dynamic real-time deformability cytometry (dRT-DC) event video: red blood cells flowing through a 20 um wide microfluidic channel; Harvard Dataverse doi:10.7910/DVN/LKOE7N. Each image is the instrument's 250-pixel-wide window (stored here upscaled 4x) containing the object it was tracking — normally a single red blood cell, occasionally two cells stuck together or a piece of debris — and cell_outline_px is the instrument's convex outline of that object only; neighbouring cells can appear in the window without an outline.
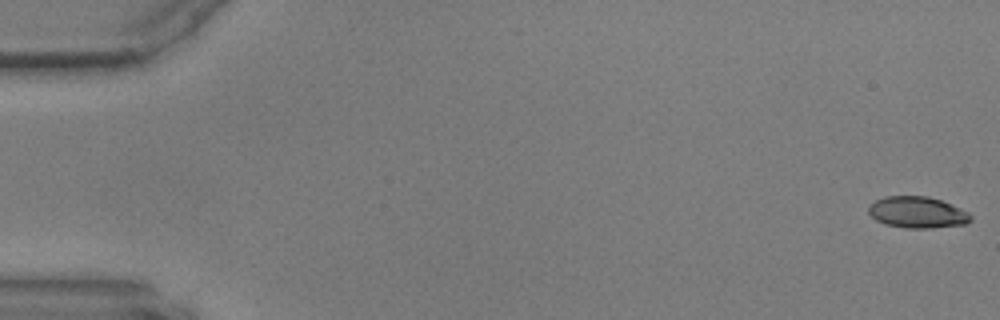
{"species": "common noctule bat (a hibernating species)", "species_latin": "Nyctalus noctula", "temperature_condition": "warm", "stored_images_in_passage": 29, "camera_frame_rate_fps": 3000, "um_per_image_px": 0.085, "animal": {"sex": "male", "body_mass_g": 17.9, "forearm_length_mm": 54.2}, "frame": {"image": 1, "passage_image": 1, "time_ms": 0.0, "image_size_px": [1000, 320], "cell_outline_px": [[972, 220], [964, 224], [932, 228], [904, 228], [884, 224], [876, 220], [868, 212], [868, 208], [876, 200], [884, 196], [928, 196], [940, 200], [960, 208], [968, 212], [972, 216]], "centroid_in_image_um": [77.97, 18.05], "position_along_channel_um": 7.0, "area_um2": 18.67}}
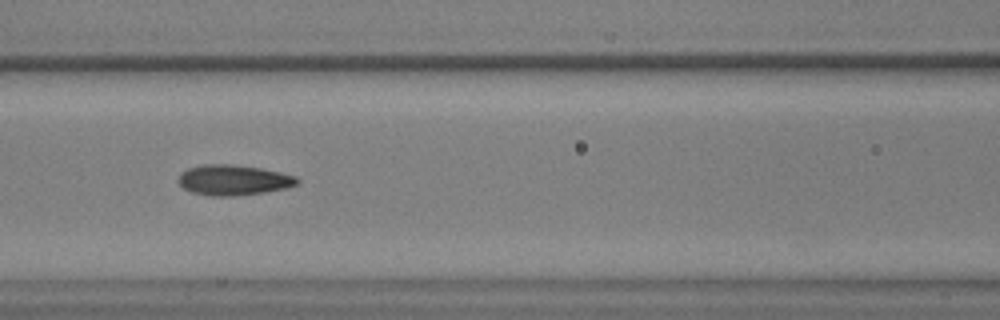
{"frame": {"image": 2, "passage_image": 26, "time_ms": 8.333, "image_size_px": [1000, 320], "cell_outline_px": [[300, 180], [296, 184], [284, 188], [264, 192], [232, 196], [212, 196], [192, 192], [184, 188], [176, 180], [180, 172], [188, 168], [204, 164], [232, 164], [260, 168], [280, 172], [296, 176]], "centroid_in_image_um": [19.8, 15.29], "position_along_channel_um": 146.8, "area_um2": 20.98}}
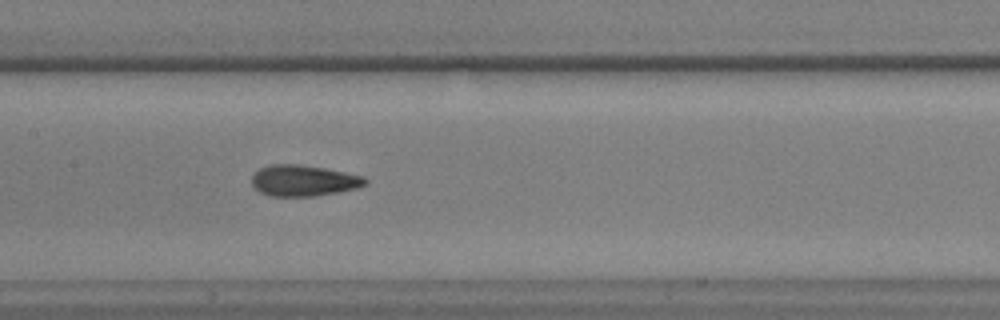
{"frame": {"image": 3, "passage_image": 29, "time_ms": 9.333, "image_size_px": [1000, 320], "cell_outline_px": [[368, 180], [364, 184], [356, 188], [336, 192], [312, 196], [272, 196], [260, 192], [252, 184], [252, 176], [260, 168], [268, 164], [300, 164], [324, 168], [364, 176]], "centroid_in_image_um": [25.78, 15.34], "position_along_channel_um": 181.6, "area_um2": 20.35}}